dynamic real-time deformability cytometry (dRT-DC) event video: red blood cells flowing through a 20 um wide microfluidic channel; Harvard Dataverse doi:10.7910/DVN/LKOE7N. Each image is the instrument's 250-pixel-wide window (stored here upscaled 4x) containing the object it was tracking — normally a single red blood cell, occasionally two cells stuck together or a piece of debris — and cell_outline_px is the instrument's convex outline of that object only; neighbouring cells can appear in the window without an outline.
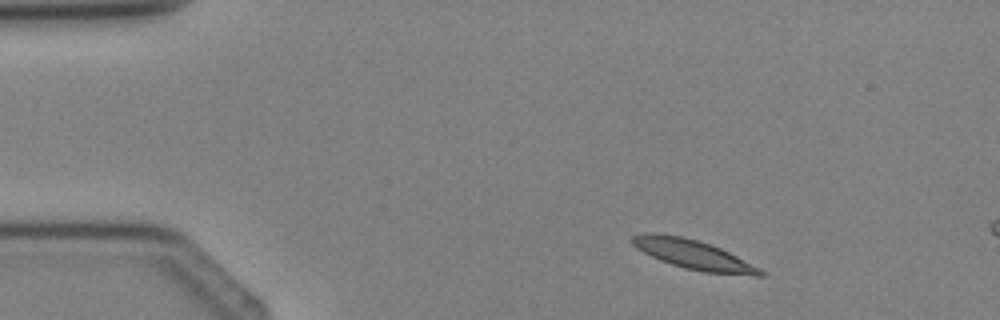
{"species": "Egyptian fruit bat (a non-hibernating species)", "species_latin": "Rousettus aegyptiacus", "temperature_condition": "cold", "stored_images_in_passage": 3, "camera_frame_rate_fps": 3000, "um_per_image_px": 0.085, "animal": {"sex": "female"}, "frame": {"image": 1, "passage_image": 1, "time_ms": 0.0, "image_size_px": [1000, 320], "cell_outline_px": [[764, 276], [756, 276], [704, 272], [684, 268], [660, 260], [636, 248], [632, 244], [632, 236], [640, 232], [656, 232], [680, 236], [700, 240], [712, 244], [760, 268], [764, 272]], "centroid_in_image_um": [58.9, 21.62], "position_along_channel_um": 26.1, "area_um2": 21.96}}